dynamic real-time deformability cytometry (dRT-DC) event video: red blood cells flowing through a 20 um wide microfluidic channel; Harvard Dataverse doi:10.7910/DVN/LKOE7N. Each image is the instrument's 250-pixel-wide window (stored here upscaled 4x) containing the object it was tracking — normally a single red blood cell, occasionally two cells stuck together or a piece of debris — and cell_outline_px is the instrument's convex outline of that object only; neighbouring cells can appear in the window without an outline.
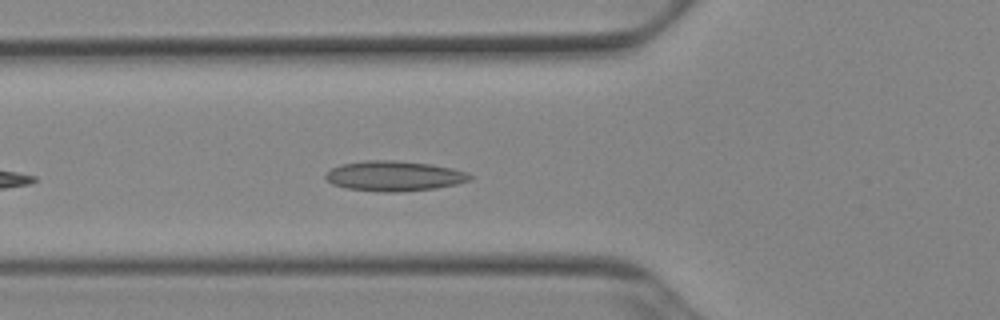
{"species": "Egyptian fruit bat (a non-hibernating species)", "species_latin": "Rousettus aegyptiacus", "temperature_condition": "cold", "stored_images_in_passage": 16, "camera_frame_rate_fps": 3000, "um_per_image_px": 0.085, "animal": {"sex": "female"}, "frame": {"image": 1, "passage_image": 6, "time_ms": 1.667, "image_size_px": [1000, 320], "cell_outline_px": [[476, 176], [472, 180], [456, 184], [436, 188], [396, 192], [388, 192], [344, 188], [332, 184], [324, 176], [332, 168], [340, 164], [364, 160], [396, 160], [432, 164], [452, 168], [468, 172]], "centroid_in_image_um": [33.55, 14.95], "position_along_channel_um": 92.2, "area_um2": 25.55}}
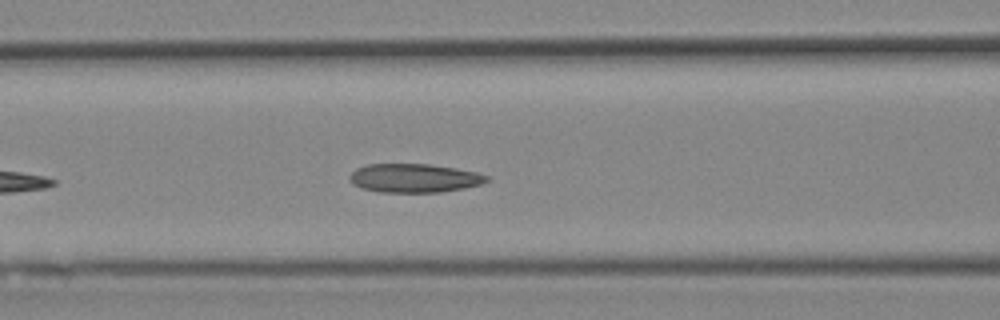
{"frame": {"image": 2, "passage_image": 9, "time_ms": 2.667, "image_size_px": [1000, 320], "cell_outline_px": [[492, 180], [480, 184], [464, 188], [440, 192], [380, 192], [360, 188], [352, 184], [348, 180], [348, 176], [356, 168], [368, 164], [428, 164], [456, 168], [476, 172], [492, 176]], "centroid_in_image_um": [35.21, 15.14], "position_along_channel_um": 131.4, "area_um2": 23.24}}
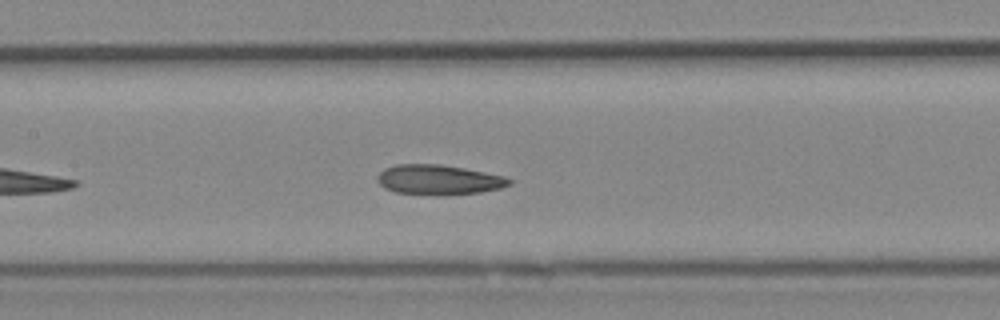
{"frame": {"image": 3, "passage_image": 12, "time_ms": 3.667, "image_size_px": [1000, 320], "cell_outline_px": [[512, 184], [500, 188], [480, 192], [396, 192], [384, 188], [376, 180], [376, 176], [384, 168], [396, 164], [440, 164], [464, 168], [504, 176], [512, 180]], "centroid_in_image_um": [37.26, 15.22], "position_along_channel_um": 170.1, "area_um2": 21.96}}